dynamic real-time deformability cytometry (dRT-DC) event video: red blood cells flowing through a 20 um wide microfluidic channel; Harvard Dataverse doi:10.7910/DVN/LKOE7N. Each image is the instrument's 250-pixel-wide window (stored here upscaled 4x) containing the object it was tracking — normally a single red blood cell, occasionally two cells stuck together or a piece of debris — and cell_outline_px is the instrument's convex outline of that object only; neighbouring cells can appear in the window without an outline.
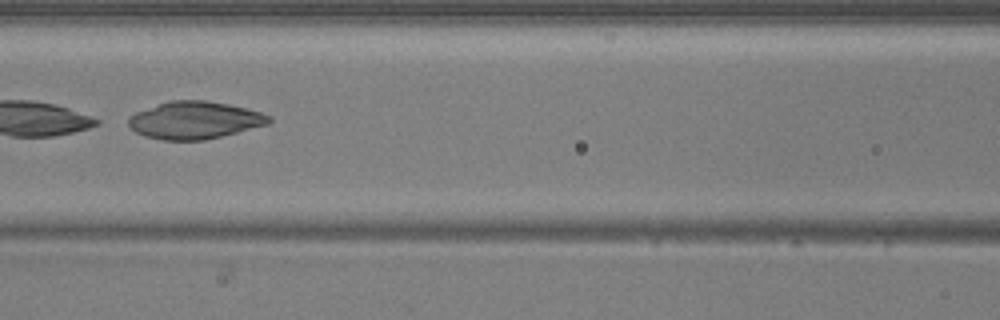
{"species": "common noctule bat (a hibernating species)", "species_latin": "Nyctalus noctula", "temperature_condition": "warm", "stored_images_in_passage": 37, "camera_frame_rate_fps": 3000, "um_per_image_px": 0.085, "animal": {"sex": "male", "body_mass_g": 20.5, "forearm_length_mm": 52.5}, "frame": {"image": 1, "passage_image": 22, "time_ms": 7.0, "image_size_px": [1000, 320], "cell_outline_px": [[272, 120], [268, 124], [204, 140], [164, 140], [144, 136], [136, 132], [128, 124], [128, 120], [136, 112], [172, 100], [204, 100], [228, 104], [260, 112], [272, 116]], "centroid_in_image_um": [16.56, 10.22], "position_along_channel_um": 150.0, "area_um2": 30.17}}